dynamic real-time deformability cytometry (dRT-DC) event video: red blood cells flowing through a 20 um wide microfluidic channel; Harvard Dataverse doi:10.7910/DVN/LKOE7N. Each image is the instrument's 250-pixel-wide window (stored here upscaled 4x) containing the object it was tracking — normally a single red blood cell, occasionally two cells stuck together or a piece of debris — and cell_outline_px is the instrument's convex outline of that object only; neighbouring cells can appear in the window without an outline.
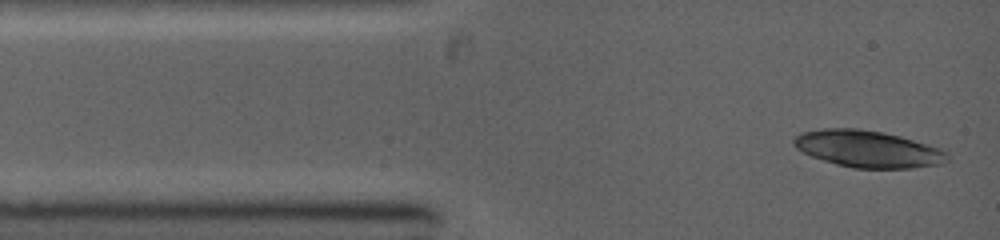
{"species": "common noctule bat (a hibernating species)", "species_latin": "Nyctalus noctula", "temperature_condition": "warm", "stored_images_in_passage": 3, "camera_frame_rate_fps": 5000, "um_per_image_px": 0.085, "animal": {"sex": "female", "body_mass_g": 19.0, "forearm_length_mm": 53.3}, "frame": {"image": 1, "passage_image": 1, "time_ms": 0.0, "image_size_px": [1000, 240], "cell_outline_px": [[952, 160], [944, 164], [912, 168], [852, 168], [836, 164], [812, 156], [796, 148], [792, 144], [792, 140], [800, 132], [824, 128], [860, 128], [884, 132], [900, 136], [928, 144], [940, 148], [948, 152]], "centroid_in_image_um": [73.82, 12.66], "position_along_channel_um": 11.2, "area_um2": 33.41}}